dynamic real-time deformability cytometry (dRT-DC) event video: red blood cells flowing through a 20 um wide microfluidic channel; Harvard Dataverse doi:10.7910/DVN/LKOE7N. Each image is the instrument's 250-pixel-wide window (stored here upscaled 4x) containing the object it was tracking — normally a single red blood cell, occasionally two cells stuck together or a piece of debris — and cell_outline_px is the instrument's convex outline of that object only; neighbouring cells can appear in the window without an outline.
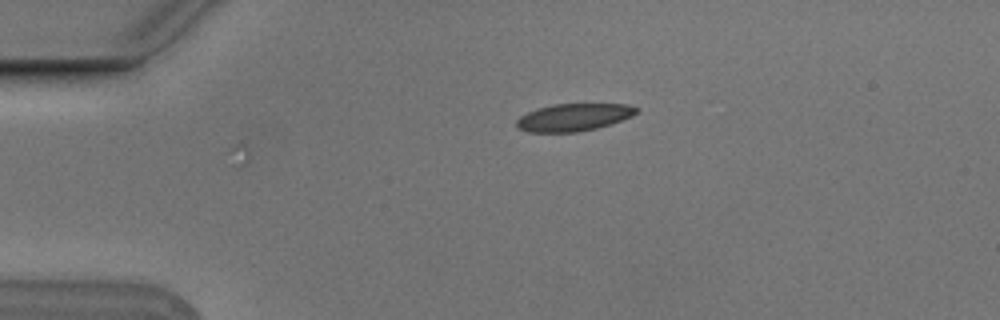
{"species": "Egyptian fruit bat (a non-hibernating species)", "species_latin": "Rousettus aegyptiacus", "temperature_condition": "cold", "stored_images_in_passage": 44, "camera_frame_rate_fps": 3000, "um_per_image_px": 0.085, "animal": {"sex": "male"}, "frame": {"image": 1, "passage_image": 1, "time_ms": 0.0, "image_size_px": [1000, 320], "cell_outline_px": [[640, 108], [632, 116], [612, 124], [596, 128], [576, 132], [528, 132], [516, 128], [516, 120], [520, 116], [536, 108], [552, 104], [628, 104]], "centroid_in_image_um": [48.75, 9.97], "position_along_channel_um": 36.3, "area_um2": 19.31}}
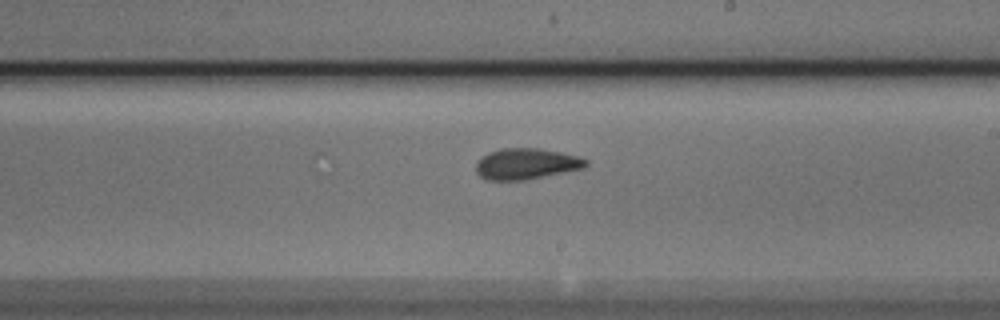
{"frame": {"image": 2, "passage_image": 21, "time_ms": 6.667, "image_size_px": [1000, 320], "cell_outline_px": [[588, 164], [584, 168], [524, 180], [488, 180], [480, 176], [476, 172], [476, 160], [480, 156], [488, 152], [500, 148], [540, 148], [580, 156], [588, 160]], "centroid_in_image_um": [44.71, 13.91], "position_along_channel_um": 244.3, "area_um2": 20.06}}
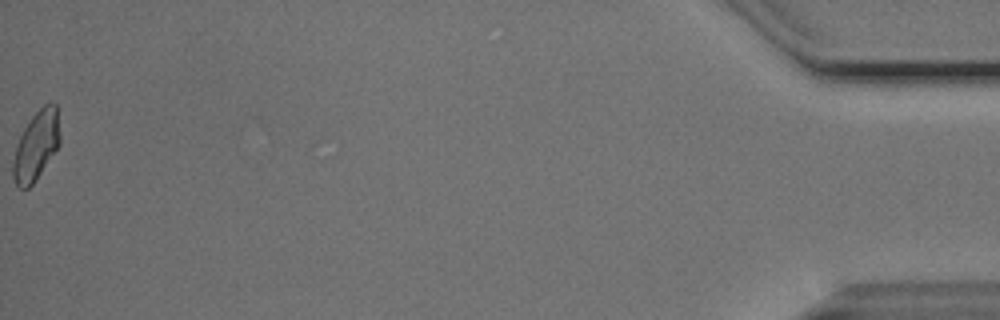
{"frame": {"image": 3, "passage_image": 44, "time_ms": 14.333, "image_size_px": [1000, 320], "cell_outline_px": [[60, 144], [36, 180], [28, 188], [20, 188], [16, 184], [12, 176], [12, 164], [16, 144], [24, 128], [32, 116], [44, 104], [56, 104], [60, 136]], "centroid_in_image_um": [3.06, 12.4], "position_along_channel_um": 432.1, "area_um2": 18.79}, "authors_computed_cell_mechanics": {"area_um2": 19.2763, "velocity_mm_per_s": 3.7508, "shape_relaxation_time_tau1_ms": null, "shape_relaxation_time_tau2_ms": 1.1064, "deformation_change_tau1": null, "deformation_change_tau2": 0.0799}}